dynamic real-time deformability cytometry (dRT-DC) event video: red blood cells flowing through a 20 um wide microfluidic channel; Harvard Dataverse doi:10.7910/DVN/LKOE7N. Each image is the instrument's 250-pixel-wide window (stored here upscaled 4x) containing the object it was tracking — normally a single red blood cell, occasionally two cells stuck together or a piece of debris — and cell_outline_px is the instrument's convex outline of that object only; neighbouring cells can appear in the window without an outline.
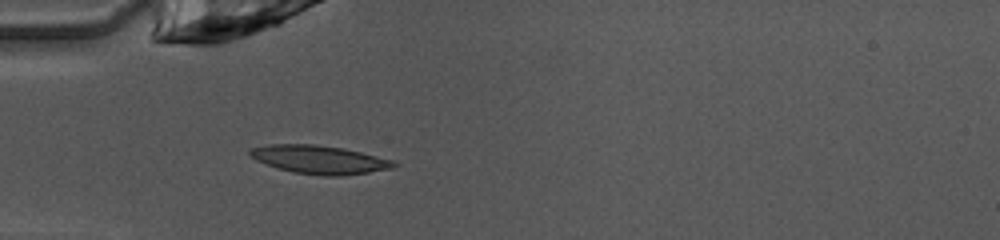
{"species": "common noctule bat (a hibernating species)", "species_latin": "Nyctalus noctula", "temperature_condition": "warm", "stored_images_in_passage": 24, "camera_frame_rate_fps": 3000, "um_per_image_px": 0.085, "animal": {"sex": "female", "body_mass_g": 10.0, "forearm_length_mm": 53.1}, "frame": {"image": 1, "passage_image": 3, "time_ms": 0.667, "image_size_px": [1000, 240], "cell_outline_px": [[400, 164], [392, 168], [368, 172], [340, 176], [324, 176], [292, 172], [276, 168], [256, 160], [248, 156], [248, 148], [268, 144], [312, 144], [344, 148], [392, 160]], "centroid_in_image_um": [27.08, 13.56], "position_along_channel_um": 57.9, "area_um2": 23.93}}
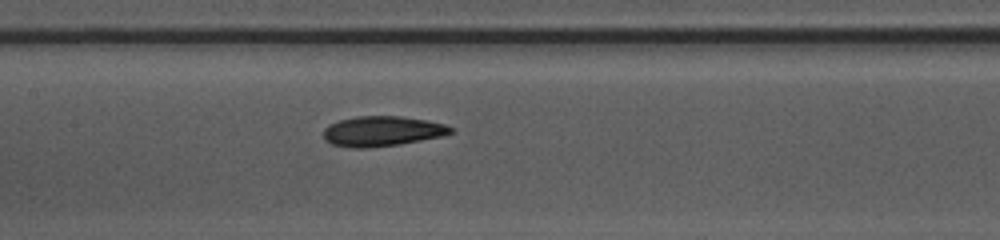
{"frame": {"image": 2, "passage_image": 12, "time_ms": 3.667, "image_size_px": [1000, 240], "cell_outline_px": [[452, 132], [440, 136], [400, 144], [368, 148], [352, 148], [332, 144], [324, 140], [324, 128], [328, 124], [340, 120], [356, 116], [400, 116], [424, 120], [444, 124], [452, 128]], "centroid_in_image_um": [32.42, 11.15], "position_along_channel_um": 175.0, "area_um2": 22.14}}
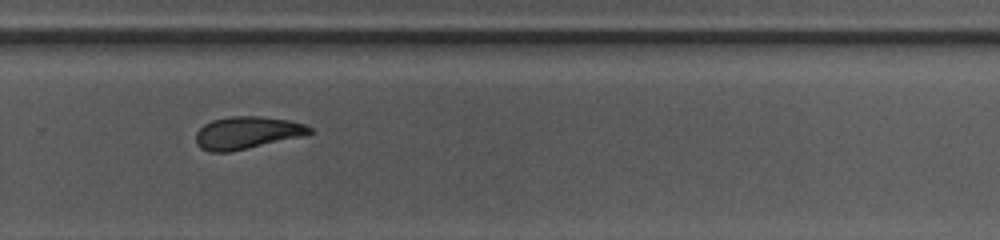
{"frame": {"image": 3, "passage_image": 22, "time_ms": 7.0, "image_size_px": [1000, 240], "cell_outline_px": [[312, 132], [308, 136], [228, 152], [208, 152], [200, 148], [196, 144], [196, 132], [204, 124], [212, 120], [232, 116], [260, 116], [288, 120], [304, 124], [312, 128]], "centroid_in_image_um": [21.02, 11.29], "position_along_channel_um": 308.8, "area_um2": 21.73}}